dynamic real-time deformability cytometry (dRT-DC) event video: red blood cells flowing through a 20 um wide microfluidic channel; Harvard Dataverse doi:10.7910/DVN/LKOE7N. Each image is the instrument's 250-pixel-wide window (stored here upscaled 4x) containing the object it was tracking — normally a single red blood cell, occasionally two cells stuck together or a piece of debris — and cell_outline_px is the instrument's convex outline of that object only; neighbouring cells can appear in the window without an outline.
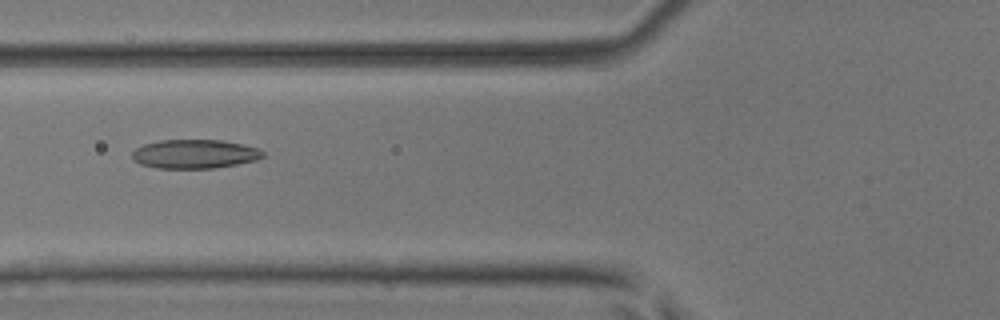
{"species": "common noctule bat (a hibernating species)", "species_latin": "Nyctalus noctula", "temperature_condition": "room temperature", "stored_images_in_passage": 6, "camera_frame_rate_fps": 3000, "um_per_image_px": 0.085, "animal": {"sex": "male", "body_mass_g": 17.9, "forearm_length_mm": 54.2}, "frame": {"image": 1, "passage_image": 5, "time_ms": 1.333, "image_size_px": [1000, 320], "cell_outline_px": [[264, 156], [256, 160], [236, 164], [212, 168], [156, 168], [140, 164], [132, 160], [132, 152], [136, 148], [144, 144], [160, 140], [220, 140], [244, 144], [260, 148], [264, 152]], "centroid_in_image_um": [16.54, 13.08], "position_along_channel_um": 109.3, "area_um2": 22.14}}
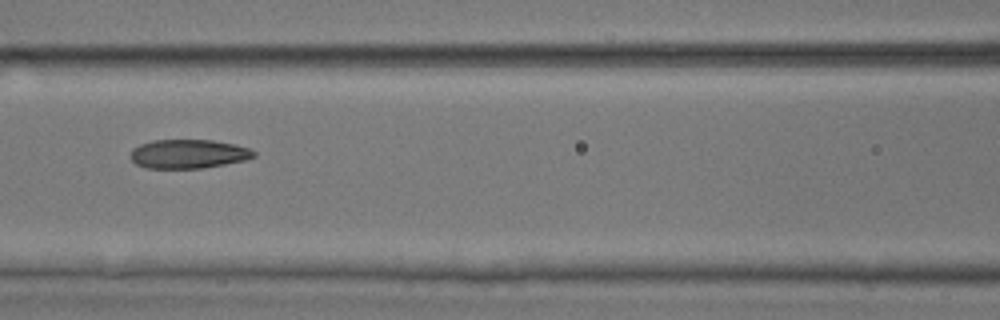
{"frame": {"image": 2, "passage_image": 6, "time_ms": 1.667, "image_size_px": [1000, 320], "cell_outline_px": [[256, 156], [244, 160], [204, 168], [148, 168], [136, 164], [132, 160], [132, 148], [140, 144], [152, 140], [212, 140], [236, 144], [248, 148], [256, 152]], "centroid_in_image_um": [16.03, 13.07], "position_along_channel_um": 150.6, "area_um2": 20.75}}